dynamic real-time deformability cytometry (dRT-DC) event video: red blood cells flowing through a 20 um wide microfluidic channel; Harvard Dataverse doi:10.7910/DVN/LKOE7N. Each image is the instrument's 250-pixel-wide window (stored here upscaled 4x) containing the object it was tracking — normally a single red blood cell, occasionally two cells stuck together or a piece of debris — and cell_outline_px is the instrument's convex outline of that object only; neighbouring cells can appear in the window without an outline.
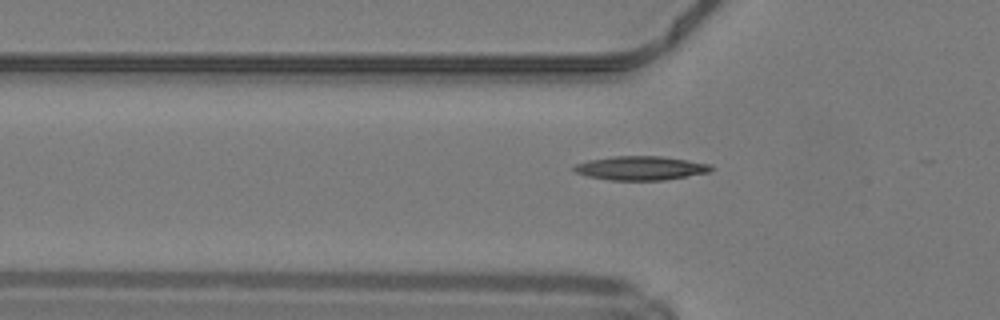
{"species": "common noctule bat (a hibernating species)", "species_latin": "Nyctalus noctula", "temperature_condition": "warm", "stored_images_in_passage": 15, "camera_frame_rate_fps": 3000, "um_per_image_px": 0.085, "animal": {"sex": "male", "body_mass_g": 19.2, "forearm_length_mm": 51.8}, "frame": {"image": 1, "passage_image": 5, "time_ms": 1.333, "image_size_px": [1000, 320], "cell_outline_px": [[716, 168], [708, 172], [664, 180], [608, 180], [588, 176], [576, 172], [572, 168], [576, 164], [588, 160], [612, 156], [660, 156], [712, 164]], "centroid_in_image_um": [54.46, 14.28], "position_along_channel_um": 71.3, "area_um2": 19.07}}
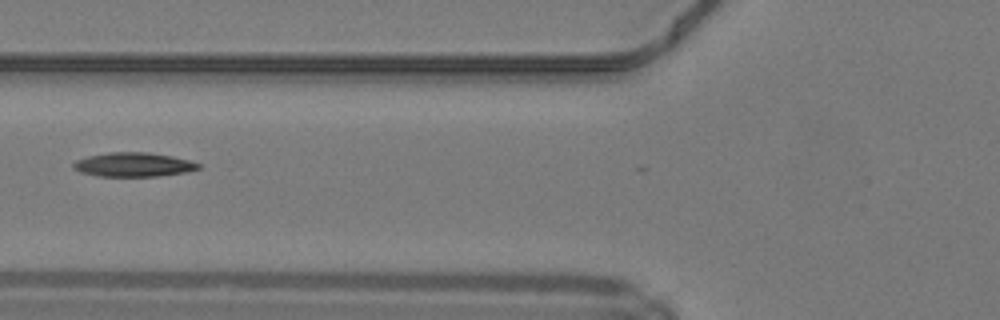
{"frame": {"image": 2, "passage_image": 8, "time_ms": 2.333, "image_size_px": [1000, 320], "cell_outline_px": [[200, 168], [184, 172], [156, 176], [100, 176], [80, 172], [72, 168], [72, 164], [76, 160], [88, 156], [108, 152], [148, 152], [172, 156], [188, 160], [200, 164]], "centroid_in_image_um": [11.3, 13.98], "position_along_channel_um": 114.5, "area_um2": 17.46}}